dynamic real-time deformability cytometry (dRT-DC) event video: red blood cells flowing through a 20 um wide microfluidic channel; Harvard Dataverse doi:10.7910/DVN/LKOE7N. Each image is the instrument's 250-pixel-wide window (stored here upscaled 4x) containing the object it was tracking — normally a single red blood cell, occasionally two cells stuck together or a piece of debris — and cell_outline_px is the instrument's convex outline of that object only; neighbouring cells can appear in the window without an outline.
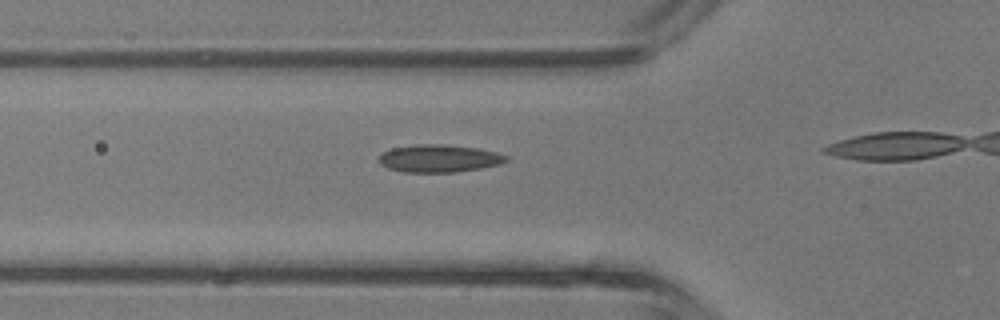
{"species": "common noctule bat (a hibernating species)", "species_latin": "Nyctalus noctula", "temperature_condition": "room temperature", "stored_images_in_passage": 11, "camera_frame_rate_fps": 3000, "um_per_image_px": 0.085, "animal": {"sex": "male", "body_mass_g": 13.3}, "frame": {"image": 1, "passage_image": 7, "time_ms": 2.0, "image_size_px": [1000, 320], "cell_outline_px": [[508, 160], [500, 164], [480, 168], [456, 172], [404, 172], [388, 168], [380, 164], [376, 160], [384, 152], [392, 148], [416, 144], [444, 144], [480, 148], [496, 152], [508, 156]], "centroid_in_image_um": [37.32, 13.46], "position_along_channel_um": 88.5, "area_um2": 20.58}}
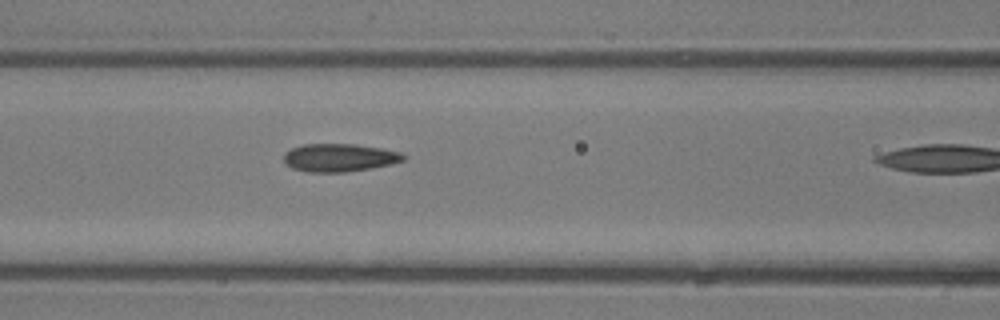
{"frame": {"image": 2, "passage_image": 10, "time_ms": 3.0, "image_size_px": [1000, 320], "cell_outline_px": [[404, 160], [372, 168], [344, 172], [308, 172], [292, 168], [284, 164], [284, 152], [292, 148], [304, 144], [356, 144], [380, 148], [400, 152], [404, 156]], "centroid_in_image_um": [28.79, 13.4], "position_along_channel_um": 137.8, "area_um2": 19.42}}